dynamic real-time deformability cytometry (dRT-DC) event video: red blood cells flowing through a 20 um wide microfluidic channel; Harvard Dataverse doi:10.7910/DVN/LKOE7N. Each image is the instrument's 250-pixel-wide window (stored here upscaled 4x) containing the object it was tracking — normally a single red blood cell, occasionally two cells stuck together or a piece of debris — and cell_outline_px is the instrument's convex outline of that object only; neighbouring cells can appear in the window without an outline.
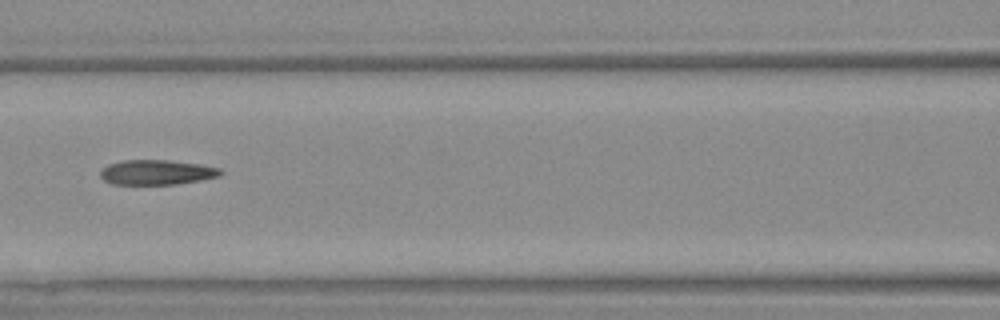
{"species": "Egyptian fruit bat (a non-hibernating species)", "species_latin": "Rousettus aegyptiacus", "temperature_condition": "warm", "stored_images_in_passage": 19, "segment_of_instrument_passage": [2, 2], "camera_frame_rate_fps": 3000, "um_per_image_px": 0.085, "animal": {"sex": "female"}, "frame": {"image": 1, "passage_image": 11, "time_ms": 3.333, "image_size_px": [1000, 320], "cell_outline_px": [[224, 172], [220, 176], [200, 180], [176, 184], [112, 184], [104, 180], [100, 176], [100, 172], [108, 164], [124, 160], [168, 160], [200, 164], [220, 168]], "centroid_in_image_um": [13.34, 14.64], "position_along_channel_um": 153.3, "area_um2": 17.4}}